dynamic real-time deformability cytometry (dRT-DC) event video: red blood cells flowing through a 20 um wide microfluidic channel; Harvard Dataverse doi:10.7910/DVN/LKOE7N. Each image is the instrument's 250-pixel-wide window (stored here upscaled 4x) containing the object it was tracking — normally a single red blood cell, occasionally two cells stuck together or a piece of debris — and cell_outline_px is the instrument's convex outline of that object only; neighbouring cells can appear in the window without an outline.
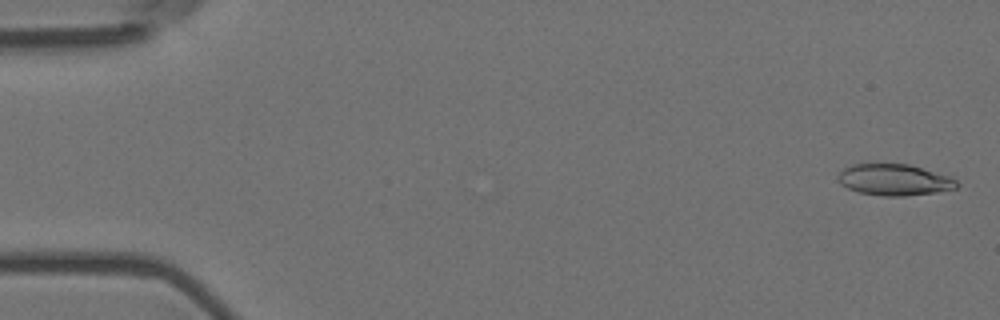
{"species": "Egyptian fruit bat (a non-hibernating species)", "species_latin": "Rousettus aegyptiacus", "temperature_condition": "room temperature", "stored_images_in_passage": 5, "camera_frame_rate_fps": 3000, "um_per_image_px": 0.085, "animal": {"sex": "female"}, "frame": {"image": 1, "passage_image": 1, "time_ms": 0.0, "image_size_px": [1000, 320], "cell_outline_px": [[960, 184], [956, 188], [936, 192], [904, 196], [880, 196], [860, 192], [848, 188], [840, 184], [836, 180], [836, 176], [844, 168], [852, 164], [908, 164], [948, 176], [956, 180]], "centroid_in_image_um": [75.98, 15.29], "position_along_channel_um": 9.0, "area_um2": 21.62}}
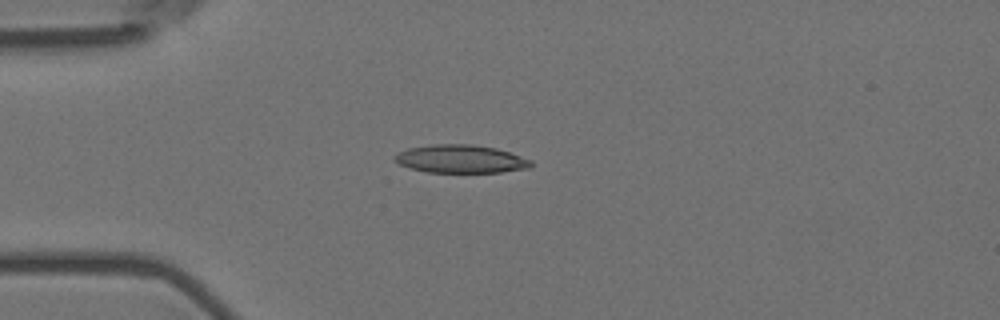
{"frame": {"image": 2, "passage_image": 4, "time_ms": 1.0, "image_size_px": [1000, 320], "cell_outline_px": [[532, 164], [528, 168], [500, 172], [428, 172], [412, 168], [400, 164], [392, 156], [408, 148], [432, 144], [472, 144], [496, 148], [532, 160]], "centroid_in_image_um": [39.16, 13.5], "position_along_channel_um": 45.8, "area_um2": 22.08}}
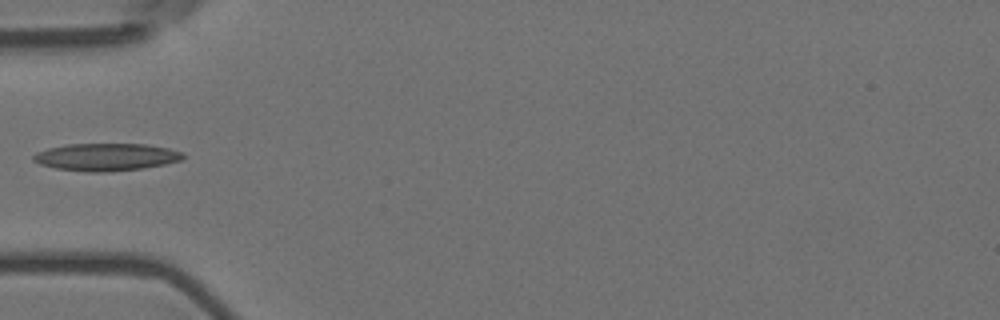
{"frame": {"image": 3, "passage_image": 5, "time_ms": 1.333, "image_size_px": [1000, 320], "cell_outline_px": [[184, 156], [180, 160], [164, 164], [140, 168], [108, 172], [88, 172], [56, 168], [40, 164], [32, 160], [32, 156], [36, 152], [48, 148], [68, 144], [144, 144], [168, 148], [184, 152]], "centroid_in_image_um": [8.99, 13.34], "position_along_channel_um": 76.0, "area_um2": 23.81}}